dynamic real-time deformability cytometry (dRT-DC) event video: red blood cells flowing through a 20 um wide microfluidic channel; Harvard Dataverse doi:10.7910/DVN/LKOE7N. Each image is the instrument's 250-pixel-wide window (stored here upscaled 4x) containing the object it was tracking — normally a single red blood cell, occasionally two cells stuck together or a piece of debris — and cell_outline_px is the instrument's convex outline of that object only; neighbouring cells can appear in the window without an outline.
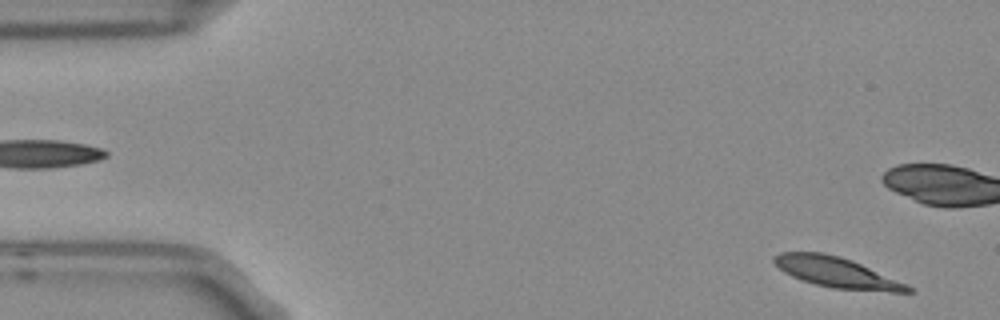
{"species": "Egyptian fruit bat (a non-hibernating species)", "species_latin": "Rousettus aegyptiacus", "temperature_condition": "room temperature", "stored_images_in_passage": 4, "camera_frame_rate_fps": 3000, "um_per_image_px": 0.085, "frame": {"image": 1, "passage_image": 1, "time_ms": 0.0, "image_size_px": [1000, 320], "cell_outline_px": [[916, 292], [892, 292], [832, 288], [816, 284], [792, 276], [784, 272], [772, 260], [772, 256], [780, 252], [824, 252], [840, 256], [852, 260], [908, 284]], "centroid_in_image_um": [71.14, 23.15], "position_along_channel_um": 13.9, "area_um2": 23.64}}